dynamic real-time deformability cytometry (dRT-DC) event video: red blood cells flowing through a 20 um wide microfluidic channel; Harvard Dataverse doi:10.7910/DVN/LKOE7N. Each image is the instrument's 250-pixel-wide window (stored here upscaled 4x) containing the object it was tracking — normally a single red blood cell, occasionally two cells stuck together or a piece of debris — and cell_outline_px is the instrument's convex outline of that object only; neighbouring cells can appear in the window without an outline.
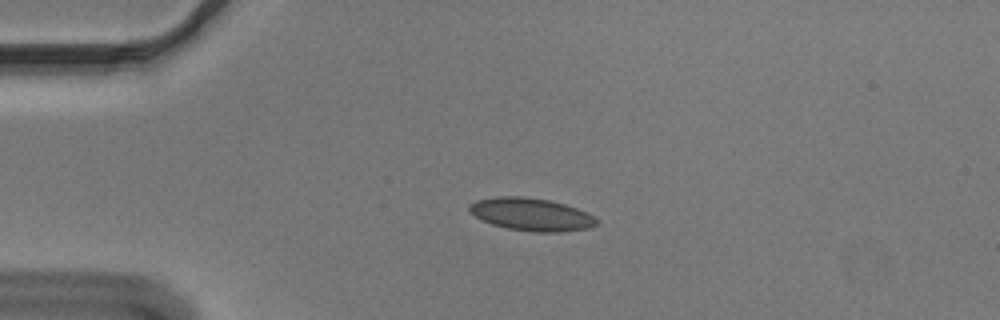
{"species": "Egyptian fruit bat (a non-hibernating species)", "species_latin": "Rousettus aegyptiacus", "temperature_condition": "cold", "stored_images_in_passage": 54, "camera_frame_rate_fps": 3000, "um_per_image_px": 0.085, "animal": {"sex": "male"}, "frame": {"image": 1, "passage_image": 12, "time_ms": 3.667, "image_size_px": [1000, 320], "cell_outline_px": [[600, 224], [588, 228], [560, 232], [532, 232], [508, 228], [492, 224], [480, 220], [468, 212], [468, 204], [476, 200], [496, 196], [524, 196], [548, 200], [564, 204], [588, 212], [596, 216], [600, 220]], "centroid_in_image_um": [45.16, 18.22], "position_along_channel_um": 39.8, "area_um2": 24.68}}
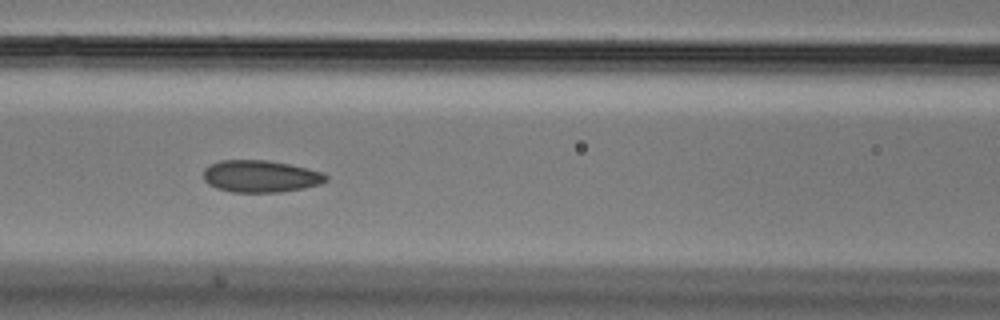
{"frame": {"image": 2, "passage_image": 23, "time_ms": 7.333, "image_size_px": [1000, 320], "cell_outline_px": [[328, 180], [320, 184], [304, 188], [280, 192], [232, 192], [216, 188], [208, 184], [204, 180], [204, 168], [208, 164], [220, 160], [268, 160], [308, 168], [324, 172], [328, 176]], "centroid_in_image_um": [22.15, 14.98], "position_along_channel_um": 144.5, "area_um2": 23.12}}
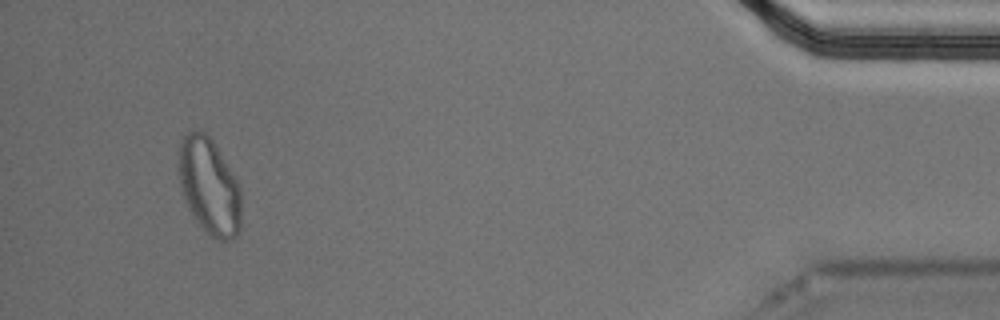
{"frame": {"image": 3, "passage_image": 51, "time_ms": 16.667, "image_size_px": [1000, 320], "cell_outline_px": [[240, 232], [232, 240], [216, 240], [192, 216], [184, 200], [180, 184], [180, 140], [188, 132], [196, 128], [200, 128], [212, 140], [232, 172], [240, 188]], "centroid_in_image_um": [17.79, 15.84], "position_along_channel_um": 417.4, "area_um2": 34.85}, "authors_computed_cell_mechanics": {"area_um2": 23.6402, "velocity_mm_per_s": 3.6382, "shape_relaxation_time_tau1_ms": null, "shape_relaxation_time_tau2_ms": 1.8883, "deformation_change_tau1": null, "deformation_change_tau2": 0.0704}}